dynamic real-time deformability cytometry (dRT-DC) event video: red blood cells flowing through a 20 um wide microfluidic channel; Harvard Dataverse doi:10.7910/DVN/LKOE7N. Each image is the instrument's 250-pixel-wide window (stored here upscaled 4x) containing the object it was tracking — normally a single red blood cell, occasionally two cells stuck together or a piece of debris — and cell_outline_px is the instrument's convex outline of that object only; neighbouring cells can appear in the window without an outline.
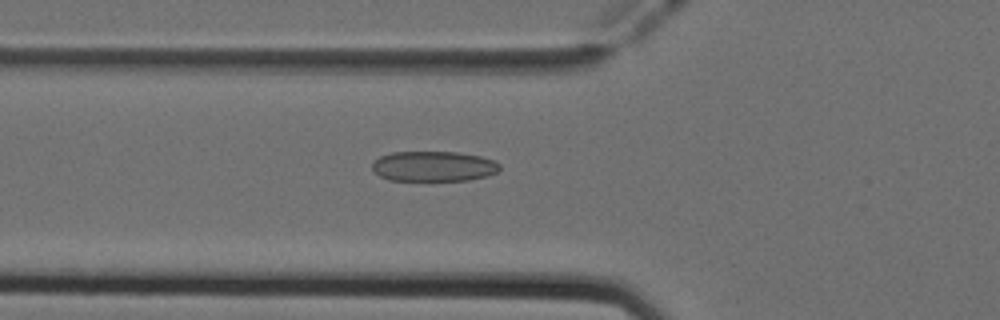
{"species": "Egyptian fruit bat (a non-hibernating species)", "species_latin": "Rousettus aegyptiacus", "temperature_condition": "cold", "stored_images_in_passage": 51, "camera_frame_rate_fps": 3000, "um_per_image_px": 0.085, "animal": {"sex": "female"}, "frame": {"image": 1, "passage_image": 18, "time_ms": 5.667, "image_size_px": [1000, 320], "cell_outline_px": [[500, 168], [496, 172], [488, 176], [468, 180], [428, 184], [388, 180], [380, 176], [372, 168], [372, 164], [380, 156], [392, 152], [456, 152], [480, 156], [492, 160], [500, 164]], "centroid_in_image_um": [36.83, 14.2], "position_along_channel_um": 89.0, "area_um2": 23.47}}
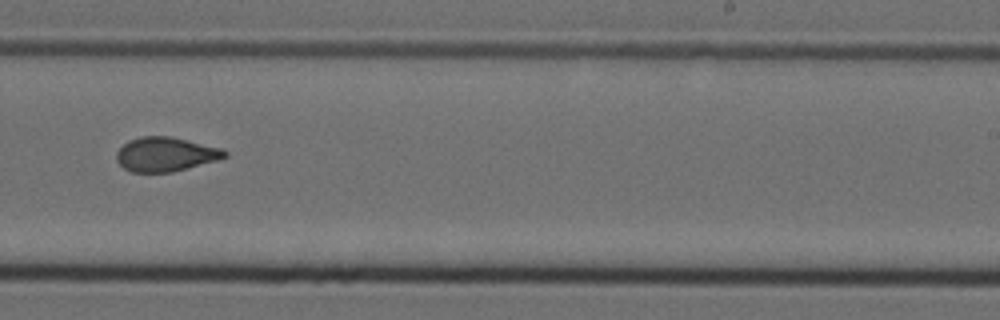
{"frame": {"image": 2, "passage_image": 32, "time_ms": 10.333, "image_size_px": [1000, 320], "cell_outline_px": [[228, 156], [220, 160], [172, 172], [132, 172], [124, 168], [116, 160], [116, 152], [128, 140], [140, 136], [168, 136], [224, 148], [228, 152]], "centroid_in_image_um": [14.11, 13.11], "position_along_channel_um": 274.9, "area_um2": 21.79}}
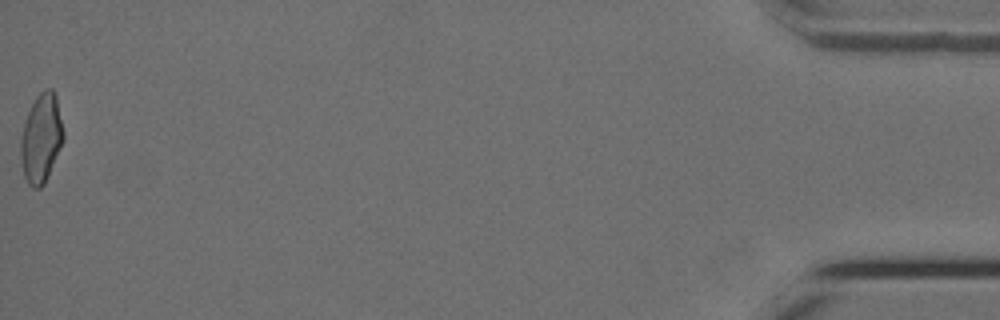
{"frame": {"image": 3, "passage_image": 51, "time_ms": 16.667, "image_size_px": [1000, 320], "cell_outline_px": [[64, 140], [44, 184], [40, 188], [32, 188], [28, 184], [24, 176], [20, 156], [20, 136], [28, 112], [36, 96], [44, 88], [52, 88], [56, 96], [64, 132]], "centroid_in_image_um": [3.5, 11.75], "position_along_channel_um": 431.7, "area_um2": 22.2}, "authors_computed_cell_mechanics": {"area_um2": 22.1374, "velocity_mm_per_s": 3.9801, "shape_relaxation_time_tau1_ms": 8.948, "shape_relaxation_time_tau2_ms": 1.4693, "deformation_change_tau1": 0.1984, "deformation_change_tau2": 0.0837}}